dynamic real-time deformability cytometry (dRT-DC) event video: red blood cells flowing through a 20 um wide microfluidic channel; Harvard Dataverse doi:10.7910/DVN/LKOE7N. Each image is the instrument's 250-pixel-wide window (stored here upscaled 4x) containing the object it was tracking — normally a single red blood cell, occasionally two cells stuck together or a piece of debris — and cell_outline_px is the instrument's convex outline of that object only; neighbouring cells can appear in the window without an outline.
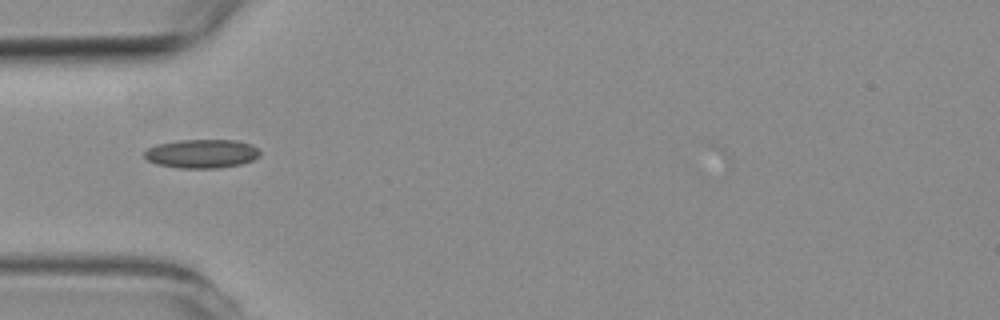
{"species": "common noctule bat (a hibernating species)", "species_latin": "Nyctalus noctula", "temperature_condition": "room temperature", "stored_images_in_passage": 34, "camera_frame_rate_fps": 3000, "um_per_image_px": 0.085, "animal": {"sex": "female", "body_mass_g": 19.3, "forearm_length_mm": 54.1}, "frame": {"image": 1, "passage_image": 1, "time_ms": 0.0, "image_size_px": [1000, 320], "cell_outline_px": [[260, 156], [252, 160], [240, 164], [220, 168], [180, 168], [156, 164], [148, 160], [144, 156], [144, 152], [148, 148], [156, 144], [180, 140], [236, 140], [252, 144], [260, 152]], "centroid_in_image_um": [17.15, 13.06], "position_along_channel_um": 67.9, "area_um2": 19.42}}
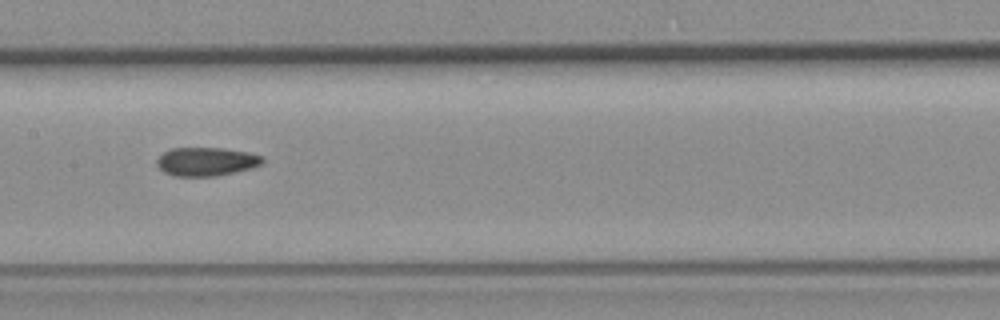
{"frame": {"image": 2, "passage_image": 11, "time_ms": 3.333, "image_size_px": [1000, 320], "cell_outline_px": [[264, 164], [252, 168], [216, 176], [172, 176], [164, 172], [156, 164], [156, 160], [164, 152], [172, 148], [224, 148], [248, 152], [264, 156]], "centroid_in_image_um": [17.57, 13.73], "position_along_channel_um": 189.8, "area_um2": 17.74}}
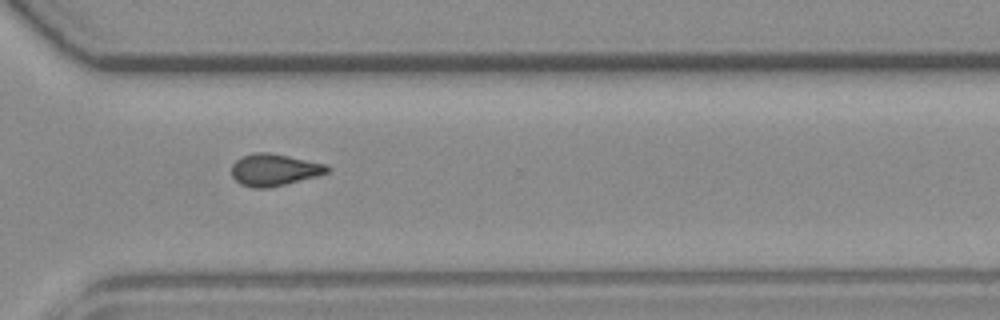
{"frame": {"image": 3, "passage_image": 24, "time_ms": 7.667, "image_size_px": [1000, 320], "cell_outline_px": [[332, 168], [328, 172], [316, 176], [268, 188], [252, 188], [240, 184], [232, 176], [232, 164], [236, 160], [252, 152], [268, 152], [328, 164]], "centroid_in_image_um": [23.31, 14.43], "position_along_channel_um": 347.3, "area_um2": 17.8}, "authors_computed_cell_mechanics": {"area_um2": 17.7446, "velocity_mm_per_s": 3.6416, "shape_relaxation_time_tau1_ms": null, "shape_relaxation_time_tau2_ms": 2.7685, "deformation_change_tau1": null, "deformation_change_tau2": 0.089}}